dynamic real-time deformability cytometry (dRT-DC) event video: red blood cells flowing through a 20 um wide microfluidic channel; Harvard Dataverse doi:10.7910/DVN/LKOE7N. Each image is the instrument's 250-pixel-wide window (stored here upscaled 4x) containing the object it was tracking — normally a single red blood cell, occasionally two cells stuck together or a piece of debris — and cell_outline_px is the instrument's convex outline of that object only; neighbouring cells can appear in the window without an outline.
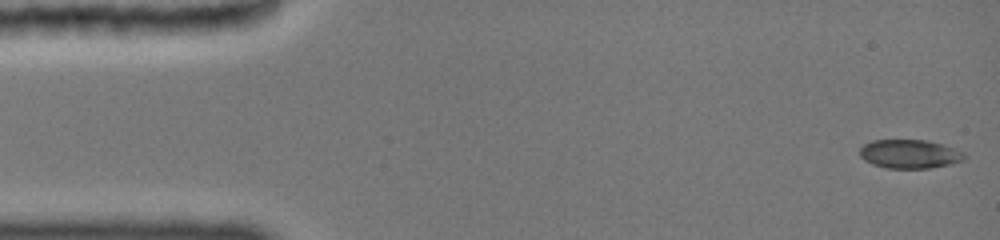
{"species": "common noctule bat (a hibernating species)", "species_latin": "Nyctalus noctula", "temperature_condition": "cold", "stored_images_in_passage": 5, "camera_frame_rate_fps": 3000, "um_per_image_px": 0.085, "animal": {"sex": "female", "body_mass_g": 19.0, "forearm_length_mm": 51.5}, "frame": {"image": 1, "passage_image": 1, "time_ms": 0.0, "image_size_px": [1000, 240], "cell_outline_px": [[964, 160], [952, 164], [928, 168], [888, 168], [872, 164], [864, 160], [860, 156], [860, 148], [864, 144], [872, 140], [928, 140], [944, 144], [964, 152]], "centroid_in_image_um": [77.33, 13.08], "position_along_channel_um": 7.7, "area_um2": 17.63}}
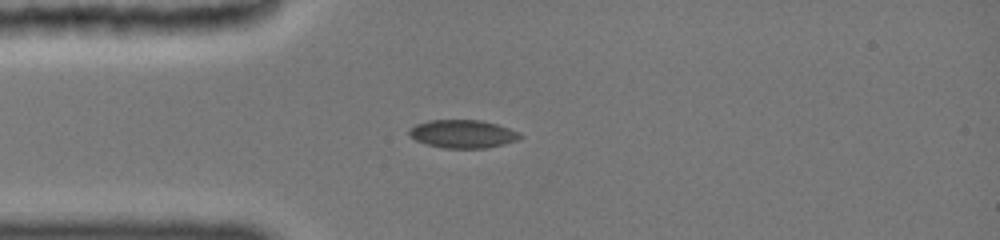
{"frame": {"image": 2, "passage_image": 4, "time_ms": 3.667, "image_size_px": [1000, 240], "cell_outline_px": [[524, 136], [516, 140], [504, 144], [484, 148], [444, 148], [424, 144], [408, 136], [408, 128], [416, 124], [428, 120], [480, 120], [496, 124], [520, 132]], "centroid_in_image_um": [39.29, 11.38], "position_along_channel_um": 45.7, "area_um2": 18.32}}
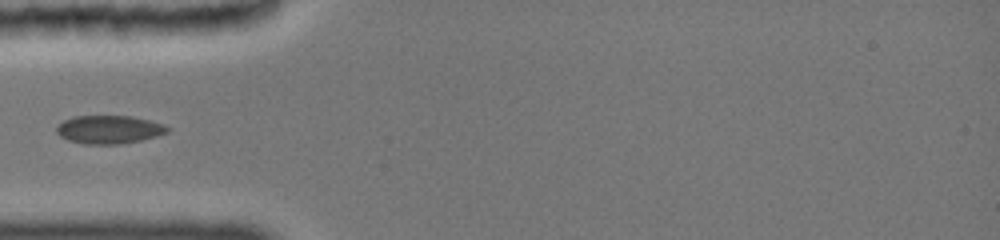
{"frame": {"image": 3, "passage_image": 5, "time_ms": 4.667, "image_size_px": [1000, 240], "cell_outline_px": [[172, 128], [168, 132], [156, 136], [140, 140], [120, 144], [84, 144], [68, 140], [60, 136], [56, 132], [56, 124], [64, 120], [76, 116], [132, 116], [164, 124]], "centroid_in_image_um": [9.26, 11.01], "position_along_channel_um": 75.7, "area_um2": 18.32}}